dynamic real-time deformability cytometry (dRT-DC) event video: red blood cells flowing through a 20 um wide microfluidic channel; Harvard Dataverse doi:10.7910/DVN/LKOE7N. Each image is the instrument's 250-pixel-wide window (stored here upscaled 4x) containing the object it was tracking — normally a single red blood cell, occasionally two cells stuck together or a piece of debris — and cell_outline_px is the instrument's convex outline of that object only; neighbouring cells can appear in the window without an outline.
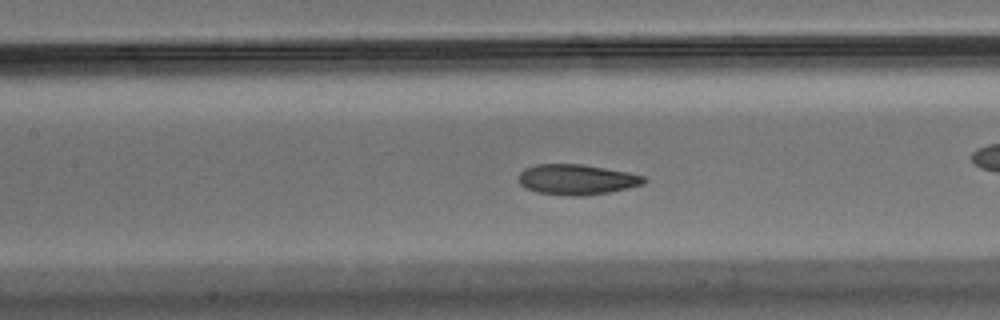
{"species": "Egyptian fruit bat (a non-hibernating species)", "species_latin": "Rousettus aegyptiacus", "temperature_condition": "warm", "stored_images_in_passage": 59, "camera_frame_rate_fps": 3000, "um_per_image_px": 0.085, "animal": {"sex": "male"}, "frame": {"image": 1, "passage_image": 26, "time_ms": 8.333, "image_size_px": [1000, 320], "cell_outline_px": [[648, 180], [644, 184], [628, 188], [608, 192], [584, 196], [568, 196], [536, 192], [520, 184], [520, 172], [524, 168], [536, 164], [580, 164], [628, 172], [644, 176]], "centroid_in_image_um": [49.04, 15.26], "position_along_channel_um": 158.4, "area_um2": 22.14}, "authors_computed_cell_mechanics": {"area_um2": 22.3108, "velocity_mm_per_s": 3.4896, "shape_relaxation_time_tau1_ms": 4.3782, "shape_relaxation_time_tau2_ms": 2.4552, "deformation_change_tau1": 0.1408, "deformation_change_tau2": 0.0776}}